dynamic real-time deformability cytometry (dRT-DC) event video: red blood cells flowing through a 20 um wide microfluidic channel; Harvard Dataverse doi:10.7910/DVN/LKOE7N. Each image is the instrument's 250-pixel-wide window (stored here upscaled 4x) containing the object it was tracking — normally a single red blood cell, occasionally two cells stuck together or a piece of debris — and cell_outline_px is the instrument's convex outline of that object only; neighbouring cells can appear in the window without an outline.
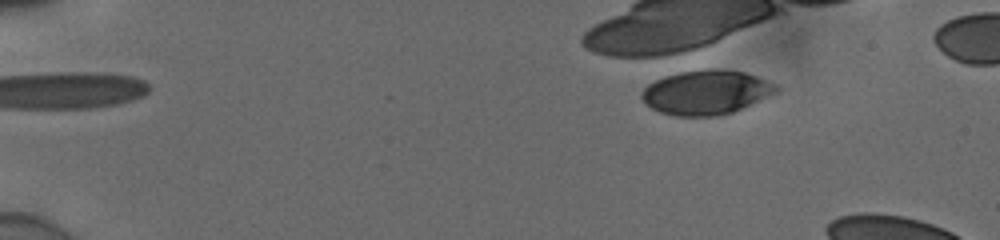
{"species": "human", "species_latin": "Homo sapiens", "temperature_condition": "cold", "stored_images_in_passage": 2, "camera_frame_rate_fps": 3000, "um_per_image_px": 0.085, "donor": {"sex": "male"}, "frame": {"image": 1, "passage_image": 1, "time_ms": 0.0, "image_size_px": [1000, 240], "cell_outline_px": [[780, 92], [732, 112], [720, 116], [676, 116], [660, 112], [644, 104], [640, 96], [640, 92], [648, 84], [664, 76], [680, 72], [708, 68], [720, 68], [744, 72], [780, 84]], "centroid_in_image_um": [60.05, 7.84], "position_along_channel_um": 24.9, "area_um2": 35.32}}